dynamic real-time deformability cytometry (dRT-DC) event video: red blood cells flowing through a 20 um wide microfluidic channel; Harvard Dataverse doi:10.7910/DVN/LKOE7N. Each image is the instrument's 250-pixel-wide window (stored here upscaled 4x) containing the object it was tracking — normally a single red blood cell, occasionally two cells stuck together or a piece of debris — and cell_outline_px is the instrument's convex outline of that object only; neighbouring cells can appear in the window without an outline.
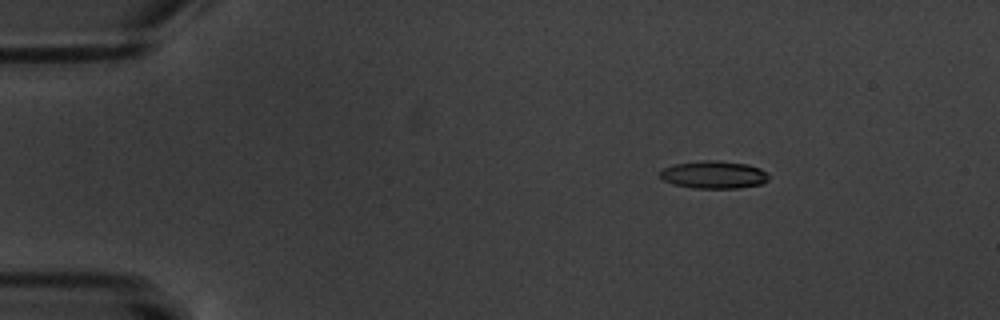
{"species": "common noctule bat (a hibernating species)", "species_latin": "Nyctalus noctula", "temperature_condition": "warm", "stored_images_in_passage": 6, "camera_frame_rate_fps": 3000, "um_per_image_px": 0.085, "animal": {"sex": "male", "body_mass_g": 20.1, "forearm_length_mm": 53.5}, "frame": {"image": 1, "passage_image": 2, "time_ms": 2.333, "image_size_px": [1000, 320], "cell_outline_px": [[768, 180], [764, 184], [736, 188], [692, 188], [672, 184], [664, 180], [660, 176], [660, 172], [664, 168], [676, 164], [700, 160], [716, 160], [748, 164], [760, 168], [768, 172]], "centroid_in_image_um": [60.71, 14.85], "position_along_channel_um": 24.3, "area_um2": 17.63}}
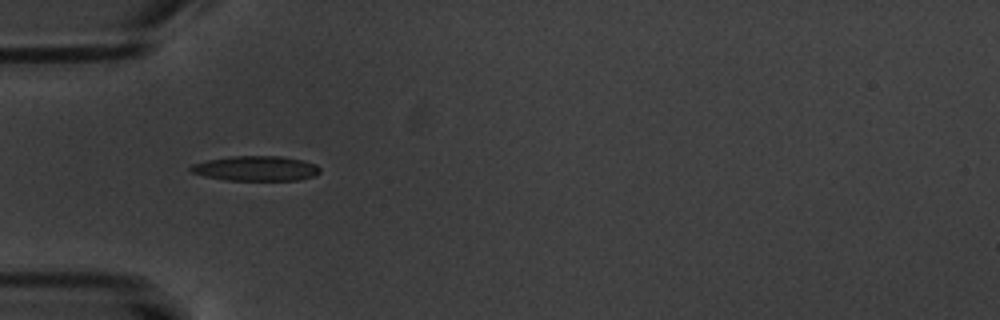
{"frame": {"image": 2, "passage_image": 5, "time_ms": 5.667, "image_size_px": [1000, 320], "cell_outline_px": [[320, 172], [316, 176], [300, 180], [224, 180], [204, 176], [192, 172], [188, 168], [192, 164], [208, 160], [232, 156], [280, 156], [304, 160], [316, 164], [320, 168]], "centroid_in_image_um": [21.79, 14.32], "position_along_channel_um": 63.2, "area_um2": 18.9}}